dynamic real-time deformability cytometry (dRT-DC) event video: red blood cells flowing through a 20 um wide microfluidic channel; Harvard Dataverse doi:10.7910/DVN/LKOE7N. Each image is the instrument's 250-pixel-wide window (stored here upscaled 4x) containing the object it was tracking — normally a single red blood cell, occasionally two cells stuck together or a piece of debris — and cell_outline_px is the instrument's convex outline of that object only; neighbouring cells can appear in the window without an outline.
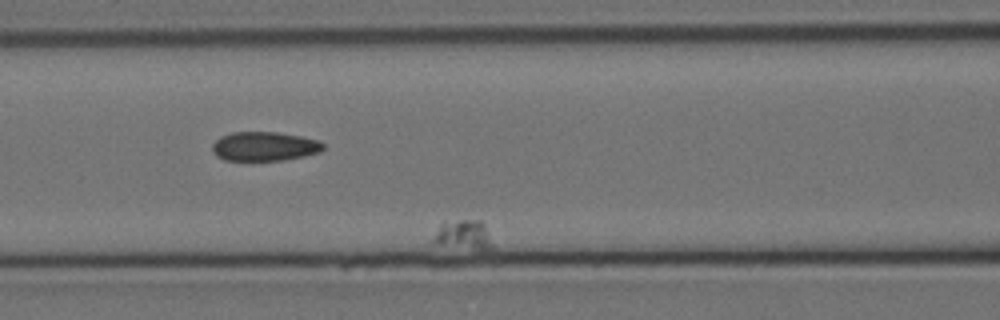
{"species": "Egyptian fruit bat (a non-hibernating species)", "species_latin": "Rousettus aegyptiacus", "temperature_condition": "cold", "stored_images_in_passage": 18, "camera_frame_rate_fps": 3000, "um_per_image_px": 0.085, "animal": {"sex": "female"}, "frame": {"image": 1, "passage_image": 7, "time_ms": 7.0, "image_size_px": [1000, 320], "cell_outline_px": [[496, 248], [476, 248], [432, 244], [432, 240], [440, 224], [444, 220], [480, 220], [484, 224]], "centroid_in_image_um": [39.38, 19.93], "position_along_channel_um": 127.2, "area_um2": 10.12}}
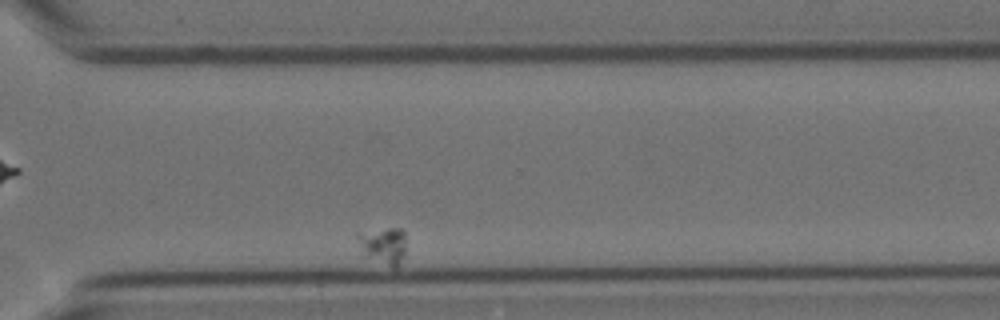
{"frame": {"image": 2, "passage_image": 15, "time_ms": 17.333, "image_size_px": [1000, 320], "cell_outline_px": [[404, 256], [396, 268], [360, 256], [356, 236], [356, 232], [388, 228], [404, 228]], "centroid_in_image_um": [32.5, 20.87], "position_along_channel_um": 338.1, "area_um2": 10.87}}
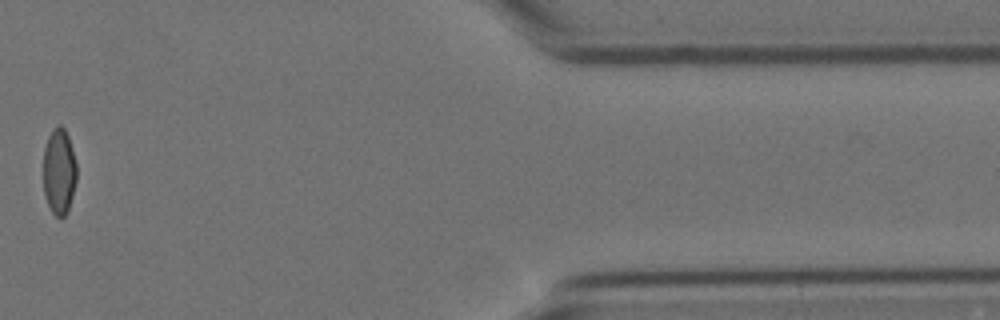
{"frame": {"image": 3, "passage_image": 17, "time_ms": 19.667, "image_size_px": [1000, 320], "cell_outline_px": [[76, 180], [68, 212], [60, 220], [52, 212], [48, 204], [44, 192], [44, 148], [48, 136], [52, 128], [56, 124], [60, 124], [64, 128], [68, 136], [72, 148], [76, 164]], "centroid_in_image_um": [5.02, 14.56], "position_along_channel_um": 406.4, "area_um2": 16.82}}